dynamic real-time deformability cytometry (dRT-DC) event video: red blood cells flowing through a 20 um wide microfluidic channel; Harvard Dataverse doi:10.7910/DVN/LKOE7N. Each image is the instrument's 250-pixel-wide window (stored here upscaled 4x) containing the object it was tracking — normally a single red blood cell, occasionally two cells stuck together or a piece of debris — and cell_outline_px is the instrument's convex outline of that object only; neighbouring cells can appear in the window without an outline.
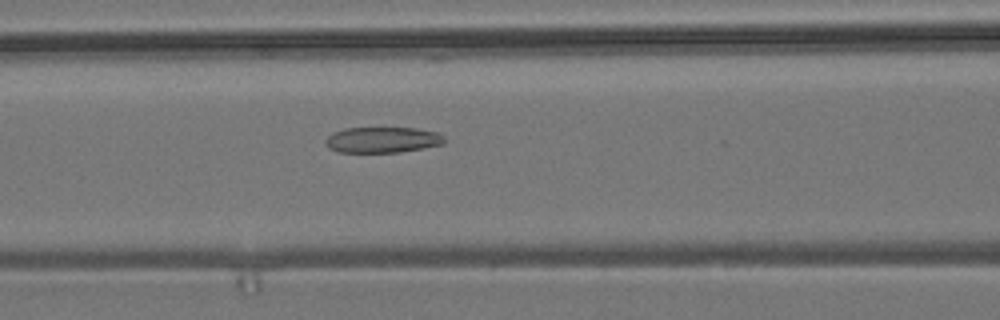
{"species": "common noctule bat (a hibernating species)", "species_latin": "Nyctalus noctula", "temperature_condition": "room temperature", "stored_images_in_passage": 41, "camera_frame_rate_fps": 3000, "um_per_image_px": 0.085, "animal": {"sex": "male", "body_mass_g": 19.2, "forearm_length_mm": 51.8}, "frame": {"image": 1, "passage_image": 12, "time_ms": 3.667, "image_size_px": [1000, 320], "cell_outline_px": [[444, 144], [424, 148], [400, 152], [340, 152], [328, 148], [324, 140], [332, 132], [344, 128], [416, 128], [440, 132], [444, 136]], "centroid_in_image_um": [32.52, 11.88], "position_along_channel_um": 134.1, "area_um2": 18.03}}
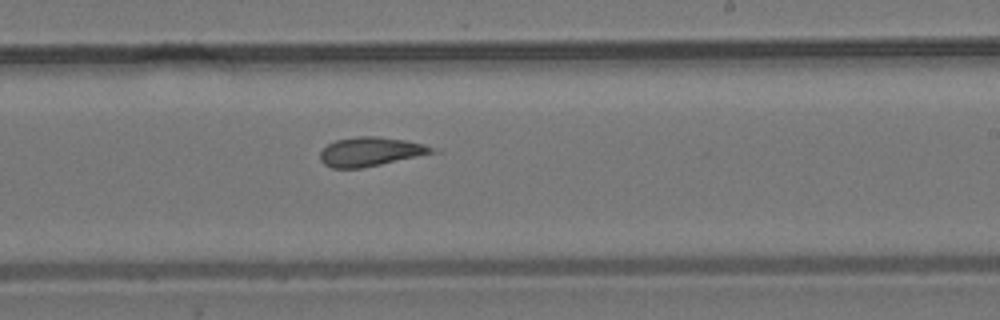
{"frame": {"image": 2, "passage_image": 22, "time_ms": 7.0, "image_size_px": [1000, 320], "cell_outline_px": [[440, 152], [360, 168], [332, 168], [324, 164], [320, 160], [320, 152], [328, 144], [336, 140], [356, 136], [376, 136], [404, 140], [424, 144], [440, 148]], "centroid_in_image_um": [31.55, 12.88], "position_along_channel_um": 257.4, "area_um2": 19.07}}
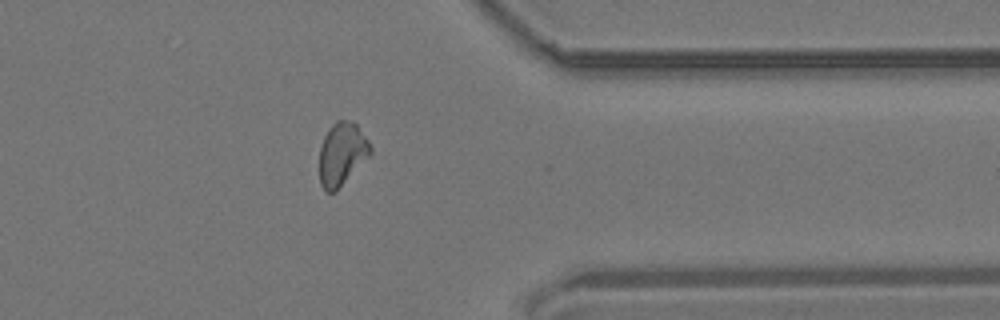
{"frame": {"image": 3, "passage_image": 33, "time_ms": 10.667, "image_size_px": [1000, 320], "cell_outline_px": [[372, 152], [336, 192], [324, 192], [320, 184], [320, 148], [324, 136], [328, 128], [336, 120], [352, 120], [356, 124], [368, 140], [372, 148]], "centroid_in_image_um": [29.05, 13.08], "position_along_channel_um": 382.3, "area_um2": 18.73}, "authors_computed_cell_mechanics": {"area_um2": 18.9584, "velocity_mm_per_s": 3.709, "shape_relaxation_time_tau1_ms": null, "shape_relaxation_time_tau2_ms": 2.4249, "deformation_change_tau1": null, "deformation_change_tau2": 0.1095}}